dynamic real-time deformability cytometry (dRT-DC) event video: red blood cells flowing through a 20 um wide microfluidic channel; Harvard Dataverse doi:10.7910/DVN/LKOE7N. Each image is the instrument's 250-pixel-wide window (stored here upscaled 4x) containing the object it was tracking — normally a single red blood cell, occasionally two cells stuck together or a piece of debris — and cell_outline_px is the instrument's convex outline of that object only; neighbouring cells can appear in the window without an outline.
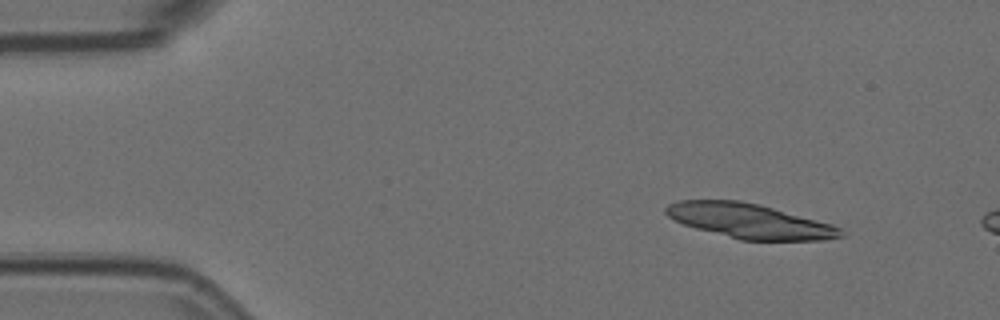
{"species": "Egyptian fruit bat (a non-hibernating species)", "species_latin": "Rousettus aegyptiacus", "temperature_condition": "room temperature", "stored_images_in_passage": 3, "camera_frame_rate_fps": 3000, "um_per_image_px": 0.085, "animal": {"sex": "female"}, "frame": {"image": 1, "passage_image": 1, "time_ms": 0.0, "image_size_px": [1000, 320], "cell_outline_px": [[844, 236], [820, 240], [740, 240], [696, 228], [684, 224], [668, 216], [664, 212], [664, 208], [668, 204], [680, 200], [740, 200], [760, 204], [832, 224], [840, 228], [844, 232]], "centroid_in_image_um": [63.71, 18.78], "position_along_channel_um": 21.3, "area_um2": 35.2}}